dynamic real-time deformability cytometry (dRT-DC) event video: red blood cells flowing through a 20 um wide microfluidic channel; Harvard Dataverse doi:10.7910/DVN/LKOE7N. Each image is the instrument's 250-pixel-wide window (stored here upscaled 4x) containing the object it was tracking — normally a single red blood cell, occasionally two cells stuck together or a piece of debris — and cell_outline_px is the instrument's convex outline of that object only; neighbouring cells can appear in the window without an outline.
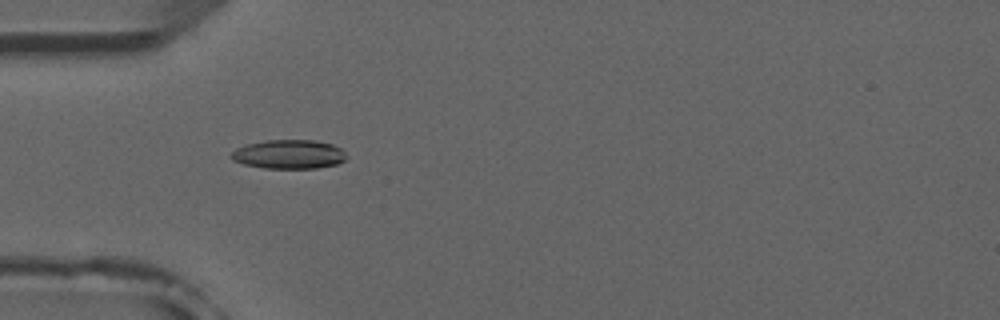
{"species": "common noctule bat (a hibernating species)", "species_latin": "Nyctalus noctula", "temperature_condition": "room temperature", "stored_images_in_passage": 7, "camera_frame_rate_fps": 3000, "um_per_image_px": 0.085, "animal": {"sex": "male", "forearm_length_mm": 52.5}, "frame": {"image": 1, "passage_image": 5, "time_ms": 4.333, "image_size_px": [1000, 320], "cell_outline_px": [[348, 156], [344, 160], [336, 164], [316, 168], [264, 168], [244, 164], [232, 160], [232, 152], [236, 148], [248, 144], [268, 140], [312, 140], [332, 144], [340, 148]], "centroid_in_image_um": [24.57, 13.11], "position_along_channel_um": 60.4, "area_um2": 19.31}}
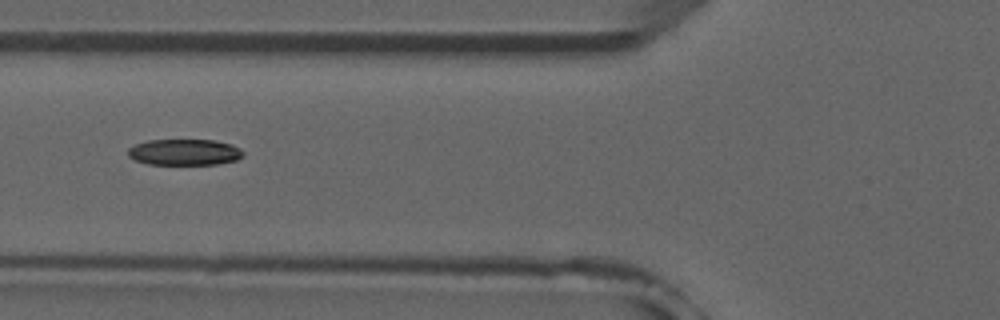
{"frame": {"image": 2, "passage_image": 6, "time_ms": 5.667, "image_size_px": [1000, 320], "cell_outline_px": [[244, 156], [236, 160], [216, 164], [148, 164], [136, 160], [128, 156], [128, 148], [136, 144], [148, 140], [216, 140], [232, 144], [240, 148], [244, 152]], "centroid_in_image_um": [15.71, 12.93], "position_along_channel_um": 110.1, "area_um2": 17.57}}
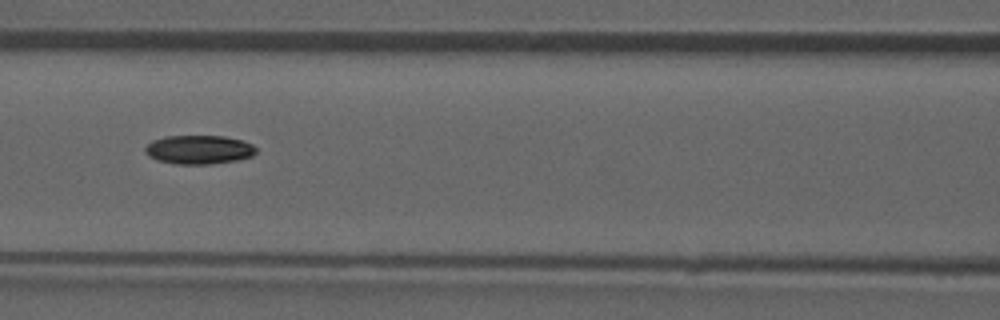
{"frame": {"image": 3, "passage_image": 7, "time_ms": 6.667, "image_size_px": [1000, 320], "cell_outline_px": [[256, 152], [252, 156], [236, 160], [208, 164], [176, 164], [156, 160], [148, 156], [144, 152], [144, 148], [152, 140], [164, 136], [224, 136], [244, 140], [252, 144], [256, 148]], "centroid_in_image_um": [16.88, 12.71], "position_along_channel_um": 149.7, "area_um2": 18.79}}